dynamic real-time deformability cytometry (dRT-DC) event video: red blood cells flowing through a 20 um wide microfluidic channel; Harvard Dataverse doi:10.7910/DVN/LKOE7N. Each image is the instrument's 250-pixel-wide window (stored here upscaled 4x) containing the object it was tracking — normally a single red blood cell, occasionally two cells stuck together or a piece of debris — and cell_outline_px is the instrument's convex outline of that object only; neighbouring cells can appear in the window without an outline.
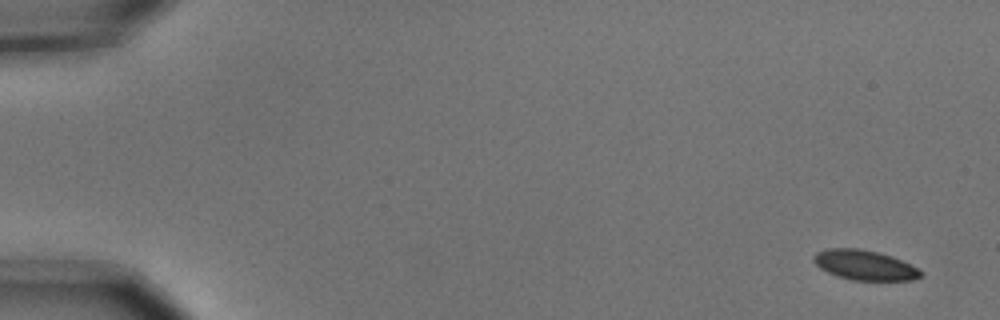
{"species": "common noctule bat (a hibernating species)", "species_latin": "Nyctalus noctula", "temperature_condition": "cold", "stored_images_in_passage": 11, "camera_frame_rate_fps": 3000, "um_per_image_px": 0.085, "animal": {"sex": "male", "body_mass_g": 15.6}, "frame": {"image": 1, "passage_image": 1, "time_ms": 0.0, "image_size_px": [1000, 320], "cell_outline_px": [[924, 276], [912, 280], [852, 280], [836, 276], [820, 268], [812, 260], [812, 256], [816, 252], [828, 248], [860, 248], [892, 256], [924, 272]], "centroid_in_image_um": [73.47, 22.53], "position_along_channel_um": 11.5, "area_um2": 18.67}}
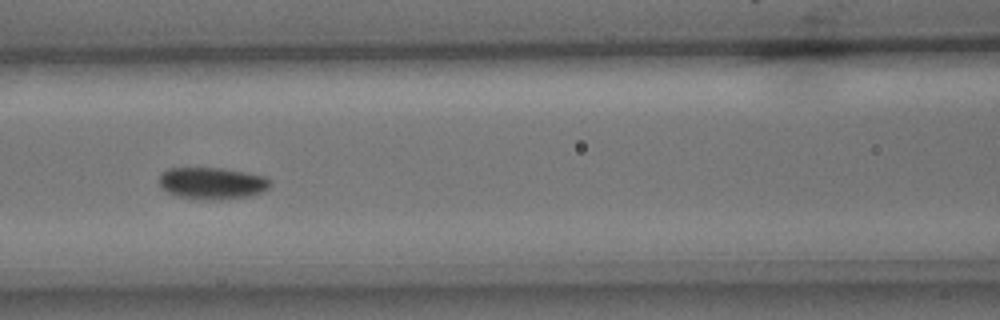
{"frame": {"image": 2, "passage_image": 7, "time_ms": 2.0, "image_size_px": [1000, 320], "cell_outline_px": [[272, 184], [268, 188], [260, 192], [248, 196], [220, 200], [200, 200], [176, 196], [160, 188], [160, 172], [168, 168], [220, 168], [244, 172], [264, 176]], "centroid_in_image_um": [17.98, 15.58], "position_along_channel_um": 148.6, "area_um2": 20.69}}
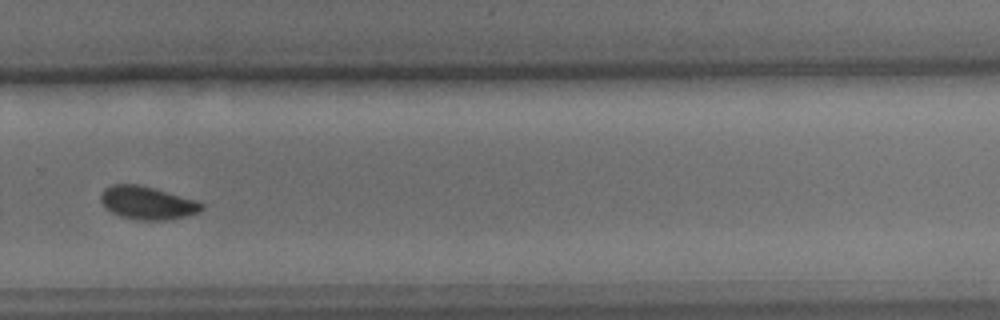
{"frame": {"image": 3, "passage_image": 11, "time_ms": 3.333, "image_size_px": [1000, 320], "cell_outline_px": [[204, 208], [200, 212], [184, 216], [164, 220], [136, 220], [120, 216], [104, 208], [100, 200], [100, 192], [104, 188], [112, 184], [136, 184], [200, 200], [204, 204]], "centroid_in_image_um": [12.52, 17.24], "position_along_channel_um": 317.3, "area_um2": 19.65}}